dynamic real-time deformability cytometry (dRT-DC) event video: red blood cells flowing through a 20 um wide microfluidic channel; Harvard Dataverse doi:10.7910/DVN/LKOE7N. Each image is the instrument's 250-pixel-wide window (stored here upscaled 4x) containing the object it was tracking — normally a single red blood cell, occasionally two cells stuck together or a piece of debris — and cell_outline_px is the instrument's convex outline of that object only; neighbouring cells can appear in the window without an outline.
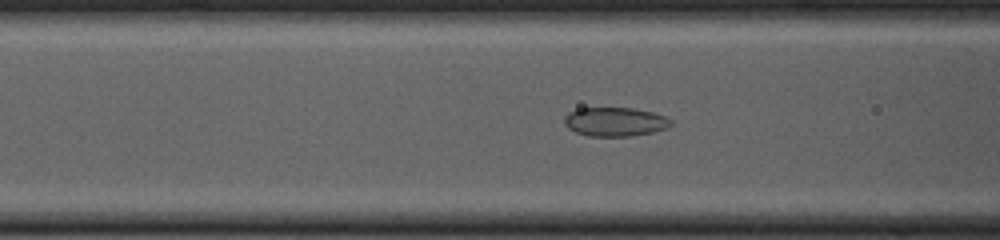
{"species": "common noctule bat (a hibernating species)", "species_latin": "Nyctalus noctula", "temperature_condition": "cold", "stored_images_in_passage": 9, "camera_frame_rate_fps": 3000, "um_per_image_px": 0.085, "animal": {"sex": "female", "body_mass_g": 23.0, "forearm_length_mm": 53.4}, "frame": {"image": 1, "passage_image": 4, "time_ms": 1.0, "image_size_px": [1000, 240], "cell_outline_px": [[672, 124], [668, 128], [652, 132], [632, 136], [588, 136], [576, 132], [568, 128], [564, 124], [564, 116], [568, 112], [576, 108], [632, 108], [652, 112], [664, 116], [672, 120]], "centroid_in_image_um": [52.25, 10.35], "position_along_channel_um": 114.3, "area_um2": 18.09}}
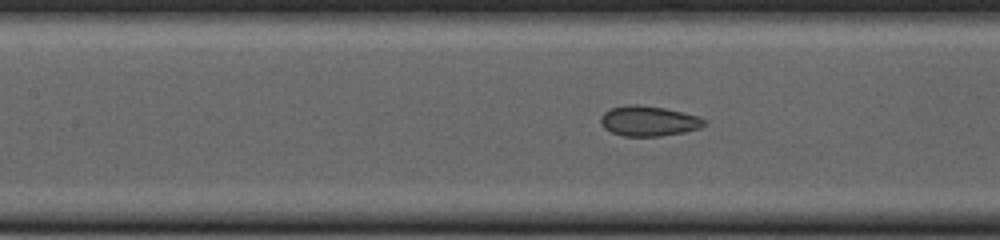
{"frame": {"image": 2, "passage_image": 7, "time_ms": 2.0, "image_size_px": [1000, 240], "cell_outline_px": [[708, 124], [700, 128], [684, 132], [660, 136], [624, 136], [612, 132], [604, 128], [600, 120], [600, 116], [604, 112], [612, 108], [628, 104], [636, 104], [664, 108], [696, 116], [708, 120]], "centroid_in_image_um": [55.14, 10.29], "position_along_channel_um": 152.3, "area_um2": 18.15}}